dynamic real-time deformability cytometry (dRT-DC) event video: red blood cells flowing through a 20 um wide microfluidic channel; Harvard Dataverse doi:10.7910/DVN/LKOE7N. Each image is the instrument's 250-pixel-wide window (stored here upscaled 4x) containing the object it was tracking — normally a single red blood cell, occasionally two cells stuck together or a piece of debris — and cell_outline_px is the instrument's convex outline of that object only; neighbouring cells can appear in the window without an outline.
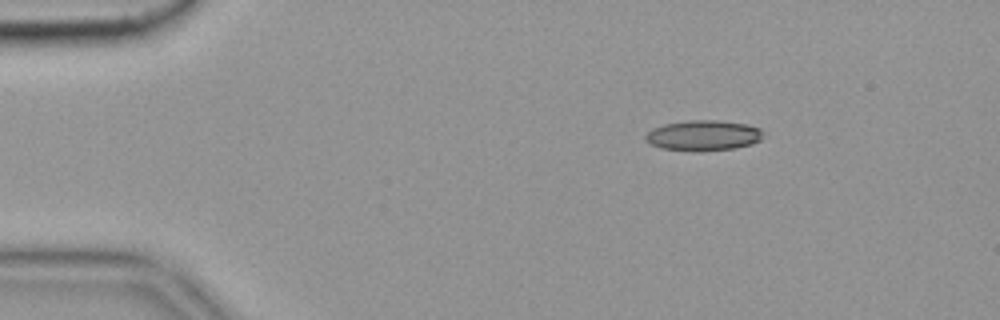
{"species": "common noctule bat (a hibernating species)", "species_latin": "Nyctalus noctula", "temperature_condition": "cold", "stored_images_in_passage": 57, "camera_frame_rate_fps": 3000, "um_per_image_px": 0.085, "animal": {"sex": "female", "body_mass_g": 19.9}, "frame": {"image": 1, "passage_image": 9, "time_ms": 2.667, "image_size_px": [1000, 320], "cell_outline_px": [[764, 132], [760, 140], [752, 144], [736, 148], [700, 152], [696, 152], [660, 148], [644, 140], [644, 136], [652, 128], [664, 124], [688, 120], [716, 120], [748, 124], [760, 128]], "centroid_in_image_um": [59.78, 11.52], "position_along_channel_um": 25.2, "area_um2": 21.21}, "authors_computed_cell_mechanics": {"area_um2": 20.2878, "velocity_mm_per_s": 3.5502, "shape_relaxation_time_tau1_ms": null, "shape_relaxation_time_tau2_ms": 2.4817, "deformation_change_tau1": null, "deformation_change_tau2": 0.118}}